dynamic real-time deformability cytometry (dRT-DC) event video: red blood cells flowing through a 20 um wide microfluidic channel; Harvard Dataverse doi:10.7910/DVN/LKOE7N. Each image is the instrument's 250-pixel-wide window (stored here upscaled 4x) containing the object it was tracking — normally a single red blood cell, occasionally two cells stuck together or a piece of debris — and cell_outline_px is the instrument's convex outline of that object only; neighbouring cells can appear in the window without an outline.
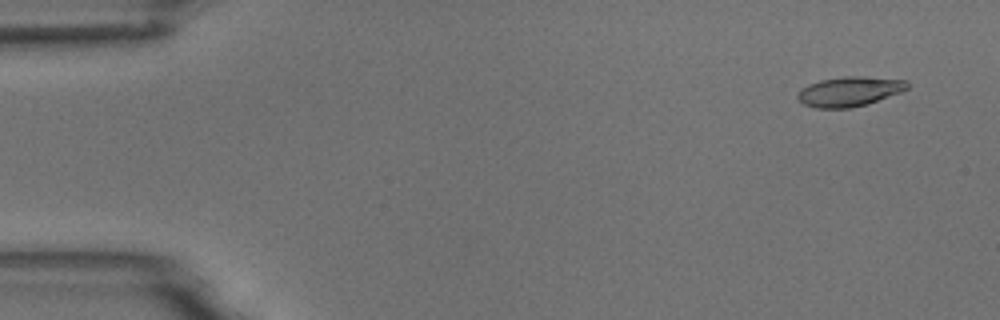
{"species": "common noctule bat (a hibernating species)", "species_latin": "Nyctalus noctula", "temperature_condition": "room temperature", "stored_images_in_passage": 4, "camera_frame_rate_fps": 3000, "um_per_image_px": 0.085, "animal": {"sex": "male", "body_mass_g": 18.8}, "frame": {"image": 1, "passage_image": 1, "time_ms": 0.0, "image_size_px": [1000, 320], "cell_outline_px": [[908, 88], [900, 92], [868, 104], [848, 108], [816, 108], [804, 104], [796, 96], [800, 88], [808, 84], [820, 80], [844, 76], [860, 76], [908, 80]], "centroid_in_image_um": [72.18, 7.77], "position_along_channel_um": 12.8, "area_um2": 19.02}}
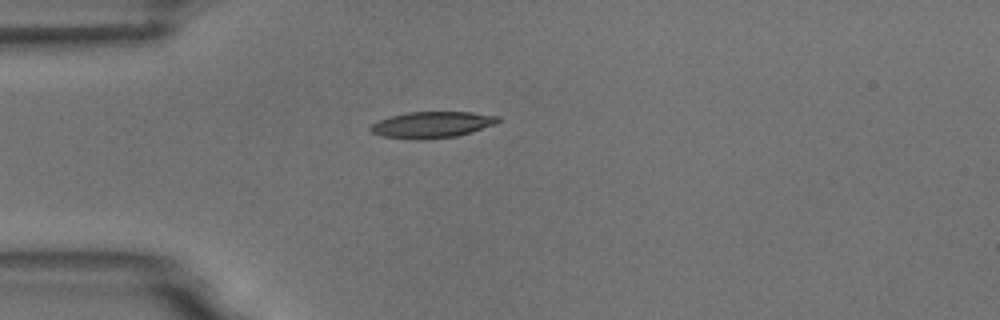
{"frame": {"image": 2, "passage_image": 4, "time_ms": 3.667, "image_size_px": [1000, 320], "cell_outline_px": [[500, 120], [496, 124], [456, 136], [424, 140], [412, 140], [384, 136], [372, 132], [368, 128], [372, 124], [388, 116], [408, 112], [472, 112], [500, 116]], "centroid_in_image_um": [36.71, 10.6], "position_along_channel_um": 48.3, "area_um2": 19.59}}